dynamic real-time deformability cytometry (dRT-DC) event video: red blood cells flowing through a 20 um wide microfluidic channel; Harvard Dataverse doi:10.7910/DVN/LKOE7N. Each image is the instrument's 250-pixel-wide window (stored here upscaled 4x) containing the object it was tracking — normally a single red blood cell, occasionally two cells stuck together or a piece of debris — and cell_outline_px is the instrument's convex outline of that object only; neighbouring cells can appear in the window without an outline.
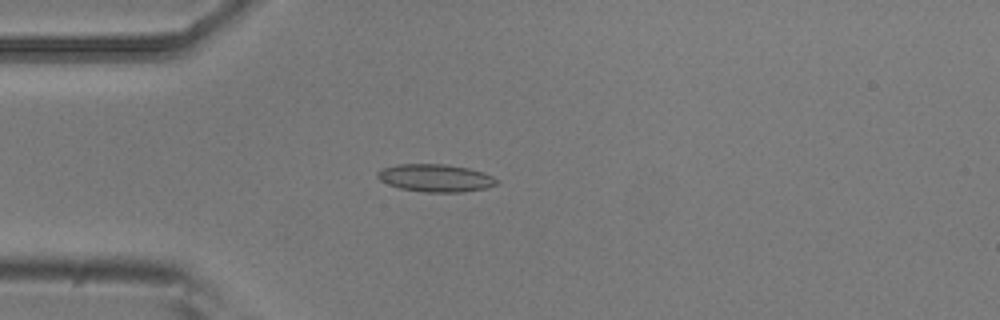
{"species": "common noctule bat (a hibernating species)", "species_latin": "Nyctalus noctula", "temperature_condition": "room temperature", "stored_images_in_passage": 5, "camera_frame_rate_fps": 3000, "um_per_image_px": 0.085, "animal": {"sex": "male", "body_mass_g": 20.5, "forearm_length_mm": 52.5}, "frame": {"image": 1, "passage_image": 4, "time_ms": 1.0, "image_size_px": [1000, 320], "cell_outline_px": [[496, 184], [484, 188], [464, 192], [428, 192], [400, 188], [388, 184], [380, 180], [376, 176], [376, 172], [384, 168], [396, 164], [444, 164], [468, 168], [484, 172], [492, 176], [496, 180]], "centroid_in_image_um": [36.99, 15.12], "position_along_channel_um": 48.0, "area_um2": 19.02}}